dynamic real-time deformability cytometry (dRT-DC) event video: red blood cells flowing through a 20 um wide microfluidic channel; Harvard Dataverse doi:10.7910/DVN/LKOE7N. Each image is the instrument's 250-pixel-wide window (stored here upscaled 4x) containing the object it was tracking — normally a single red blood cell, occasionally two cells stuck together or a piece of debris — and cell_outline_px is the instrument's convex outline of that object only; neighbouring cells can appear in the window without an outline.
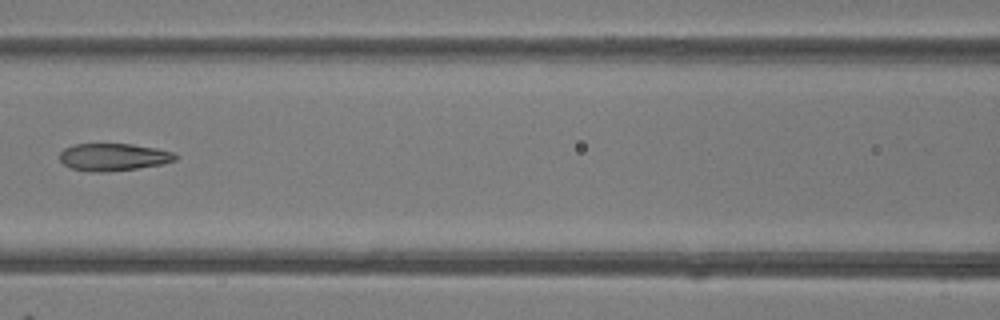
{"species": "common noctule bat (a hibernating species)", "species_latin": "Nyctalus noctula", "temperature_condition": "room temperature", "stored_images_in_passage": 7, "camera_frame_rate_fps": 3000, "um_per_image_px": 0.085, "animal": {"sex": "female"}, "frame": {"image": 1, "passage_image": 6, "time_ms": 6.667, "image_size_px": [1000, 320], "cell_outline_px": [[176, 160], [164, 164], [136, 168], [104, 172], [88, 172], [72, 168], [64, 164], [60, 160], [60, 152], [64, 148], [76, 144], [132, 144], [156, 148], [172, 152], [176, 156]], "centroid_in_image_um": [9.63, 13.35], "position_along_channel_um": 157.0, "area_um2": 18.38}}
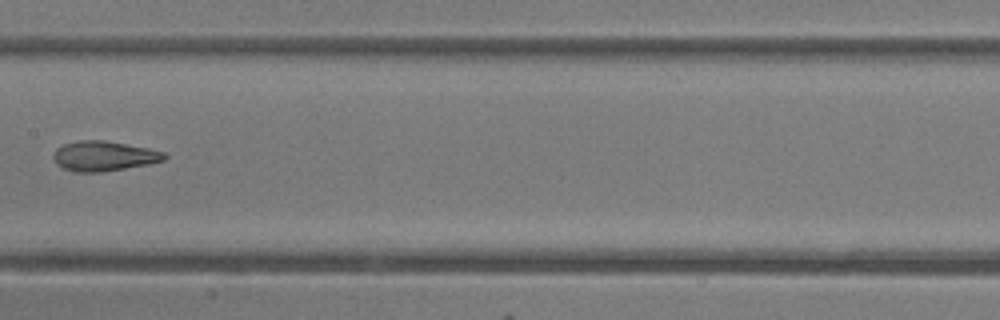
{"frame": {"image": 2, "passage_image": 7, "time_ms": 7.667, "image_size_px": [1000, 320], "cell_outline_px": [[168, 156], [164, 160], [148, 164], [104, 172], [72, 172], [56, 164], [52, 156], [56, 148], [64, 144], [80, 140], [104, 140], [148, 148], [164, 152]], "centroid_in_image_um": [8.81, 13.27], "position_along_channel_um": 198.6, "area_um2": 19.42}}